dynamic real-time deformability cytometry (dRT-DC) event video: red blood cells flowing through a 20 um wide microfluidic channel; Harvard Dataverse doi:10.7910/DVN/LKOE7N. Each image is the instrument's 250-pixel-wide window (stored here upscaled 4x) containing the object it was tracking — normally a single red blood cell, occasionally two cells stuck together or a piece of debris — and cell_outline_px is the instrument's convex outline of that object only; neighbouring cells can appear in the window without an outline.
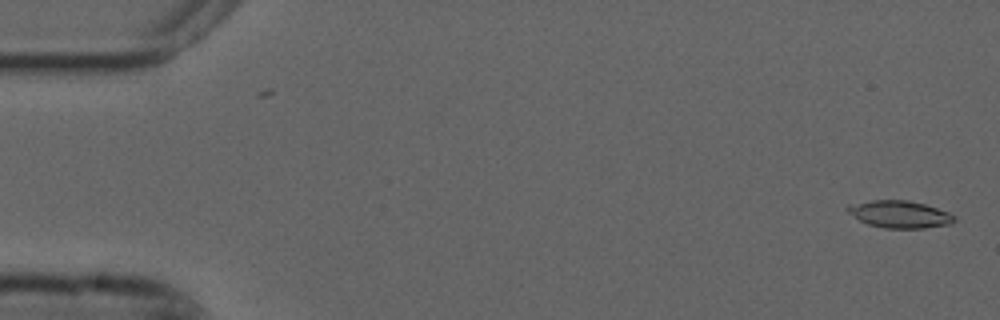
{"species": "common noctule bat (a hibernating species)", "species_latin": "Nyctalus noctula", "temperature_condition": "cold", "stored_images_in_passage": 10, "camera_frame_rate_fps": 3000, "um_per_image_px": 0.085, "animal": {"sex": "male", "forearm_length_mm": 52.5}, "frame": {"image": 1, "passage_image": 1, "time_ms": 0.0, "image_size_px": [1000, 320], "cell_outline_px": [[956, 220], [952, 224], [924, 228], [884, 228], [868, 224], [860, 220], [848, 212], [844, 208], [848, 204], [872, 200], [908, 200], [924, 204], [948, 212], [956, 216]], "centroid_in_image_um": [76.47, 18.21], "position_along_channel_um": 8.5, "area_um2": 16.99}}